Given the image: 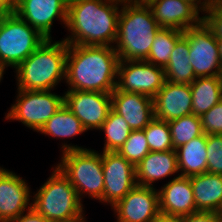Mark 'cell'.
I'll return each instance as SVG.
<instances>
[{
	"mask_svg": "<svg viewBox=\"0 0 222 222\" xmlns=\"http://www.w3.org/2000/svg\"><path fill=\"white\" fill-rule=\"evenodd\" d=\"M205 11L213 6H217L222 11V0H204Z\"/></svg>",
	"mask_w": 222,
	"mask_h": 222,
	"instance_id": "38",
	"label": "cell"
},
{
	"mask_svg": "<svg viewBox=\"0 0 222 222\" xmlns=\"http://www.w3.org/2000/svg\"><path fill=\"white\" fill-rule=\"evenodd\" d=\"M170 56L164 68L166 81L175 84H191L196 76L189 60V43L184 35L176 42Z\"/></svg>",
	"mask_w": 222,
	"mask_h": 222,
	"instance_id": "24",
	"label": "cell"
},
{
	"mask_svg": "<svg viewBox=\"0 0 222 222\" xmlns=\"http://www.w3.org/2000/svg\"><path fill=\"white\" fill-rule=\"evenodd\" d=\"M118 152L137 167L141 160L150 152L144 130H132Z\"/></svg>",
	"mask_w": 222,
	"mask_h": 222,
	"instance_id": "30",
	"label": "cell"
},
{
	"mask_svg": "<svg viewBox=\"0 0 222 222\" xmlns=\"http://www.w3.org/2000/svg\"><path fill=\"white\" fill-rule=\"evenodd\" d=\"M118 19L117 36L114 47L119 61H143L161 28L149 6H137L123 2Z\"/></svg>",
	"mask_w": 222,
	"mask_h": 222,
	"instance_id": "3",
	"label": "cell"
},
{
	"mask_svg": "<svg viewBox=\"0 0 222 222\" xmlns=\"http://www.w3.org/2000/svg\"><path fill=\"white\" fill-rule=\"evenodd\" d=\"M117 76V90L140 93L152 99L166 81L164 69L145 60L119 61Z\"/></svg>",
	"mask_w": 222,
	"mask_h": 222,
	"instance_id": "10",
	"label": "cell"
},
{
	"mask_svg": "<svg viewBox=\"0 0 222 222\" xmlns=\"http://www.w3.org/2000/svg\"><path fill=\"white\" fill-rule=\"evenodd\" d=\"M29 190L21 177L0 167V222H8L24 213L27 207L32 208Z\"/></svg>",
	"mask_w": 222,
	"mask_h": 222,
	"instance_id": "17",
	"label": "cell"
},
{
	"mask_svg": "<svg viewBox=\"0 0 222 222\" xmlns=\"http://www.w3.org/2000/svg\"><path fill=\"white\" fill-rule=\"evenodd\" d=\"M219 215L222 217V208H221V210L219 211Z\"/></svg>",
	"mask_w": 222,
	"mask_h": 222,
	"instance_id": "46",
	"label": "cell"
},
{
	"mask_svg": "<svg viewBox=\"0 0 222 222\" xmlns=\"http://www.w3.org/2000/svg\"><path fill=\"white\" fill-rule=\"evenodd\" d=\"M4 69H5V66L0 63V81L2 80V76H3V73H4Z\"/></svg>",
	"mask_w": 222,
	"mask_h": 222,
	"instance_id": "43",
	"label": "cell"
},
{
	"mask_svg": "<svg viewBox=\"0 0 222 222\" xmlns=\"http://www.w3.org/2000/svg\"><path fill=\"white\" fill-rule=\"evenodd\" d=\"M207 172L222 175V135H207Z\"/></svg>",
	"mask_w": 222,
	"mask_h": 222,
	"instance_id": "31",
	"label": "cell"
},
{
	"mask_svg": "<svg viewBox=\"0 0 222 222\" xmlns=\"http://www.w3.org/2000/svg\"><path fill=\"white\" fill-rule=\"evenodd\" d=\"M84 220H85V218L83 216H81L80 218H77V219H74L71 221H67V222H85Z\"/></svg>",
	"mask_w": 222,
	"mask_h": 222,
	"instance_id": "44",
	"label": "cell"
},
{
	"mask_svg": "<svg viewBox=\"0 0 222 222\" xmlns=\"http://www.w3.org/2000/svg\"><path fill=\"white\" fill-rule=\"evenodd\" d=\"M189 1L190 3H192L193 5H195V0H186Z\"/></svg>",
	"mask_w": 222,
	"mask_h": 222,
	"instance_id": "45",
	"label": "cell"
},
{
	"mask_svg": "<svg viewBox=\"0 0 222 222\" xmlns=\"http://www.w3.org/2000/svg\"><path fill=\"white\" fill-rule=\"evenodd\" d=\"M183 35L189 43V60L196 78L222 76L216 37L205 22L188 28Z\"/></svg>",
	"mask_w": 222,
	"mask_h": 222,
	"instance_id": "9",
	"label": "cell"
},
{
	"mask_svg": "<svg viewBox=\"0 0 222 222\" xmlns=\"http://www.w3.org/2000/svg\"><path fill=\"white\" fill-rule=\"evenodd\" d=\"M218 44V50H219V58H220V64L222 67V40H216Z\"/></svg>",
	"mask_w": 222,
	"mask_h": 222,
	"instance_id": "41",
	"label": "cell"
},
{
	"mask_svg": "<svg viewBox=\"0 0 222 222\" xmlns=\"http://www.w3.org/2000/svg\"><path fill=\"white\" fill-rule=\"evenodd\" d=\"M114 46L68 45L65 79L70 90L112 93L119 57Z\"/></svg>",
	"mask_w": 222,
	"mask_h": 222,
	"instance_id": "1",
	"label": "cell"
},
{
	"mask_svg": "<svg viewBox=\"0 0 222 222\" xmlns=\"http://www.w3.org/2000/svg\"><path fill=\"white\" fill-rule=\"evenodd\" d=\"M154 116L163 121H172L192 114L190 84H175L165 81L153 98Z\"/></svg>",
	"mask_w": 222,
	"mask_h": 222,
	"instance_id": "16",
	"label": "cell"
},
{
	"mask_svg": "<svg viewBox=\"0 0 222 222\" xmlns=\"http://www.w3.org/2000/svg\"><path fill=\"white\" fill-rule=\"evenodd\" d=\"M12 12L0 0V19L8 16Z\"/></svg>",
	"mask_w": 222,
	"mask_h": 222,
	"instance_id": "40",
	"label": "cell"
},
{
	"mask_svg": "<svg viewBox=\"0 0 222 222\" xmlns=\"http://www.w3.org/2000/svg\"><path fill=\"white\" fill-rule=\"evenodd\" d=\"M69 0H19L14 13L38 30L44 37L51 38V27L55 17L67 23Z\"/></svg>",
	"mask_w": 222,
	"mask_h": 222,
	"instance_id": "14",
	"label": "cell"
},
{
	"mask_svg": "<svg viewBox=\"0 0 222 222\" xmlns=\"http://www.w3.org/2000/svg\"><path fill=\"white\" fill-rule=\"evenodd\" d=\"M20 214L17 218H14L8 222H48L41 214L37 213L33 208L23 215Z\"/></svg>",
	"mask_w": 222,
	"mask_h": 222,
	"instance_id": "35",
	"label": "cell"
},
{
	"mask_svg": "<svg viewBox=\"0 0 222 222\" xmlns=\"http://www.w3.org/2000/svg\"><path fill=\"white\" fill-rule=\"evenodd\" d=\"M179 172L176 150L150 151L136 167L137 185L153 187L152 183Z\"/></svg>",
	"mask_w": 222,
	"mask_h": 222,
	"instance_id": "20",
	"label": "cell"
},
{
	"mask_svg": "<svg viewBox=\"0 0 222 222\" xmlns=\"http://www.w3.org/2000/svg\"><path fill=\"white\" fill-rule=\"evenodd\" d=\"M168 124L174 149L203 134L201 118L194 114L168 121Z\"/></svg>",
	"mask_w": 222,
	"mask_h": 222,
	"instance_id": "28",
	"label": "cell"
},
{
	"mask_svg": "<svg viewBox=\"0 0 222 222\" xmlns=\"http://www.w3.org/2000/svg\"><path fill=\"white\" fill-rule=\"evenodd\" d=\"M1 2L11 11L14 12L17 8L19 0H1Z\"/></svg>",
	"mask_w": 222,
	"mask_h": 222,
	"instance_id": "39",
	"label": "cell"
},
{
	"mask_svg": "<svg viewBox=\"0 0 222 222\" xmlns=\"http://www.w3.org/2000/svg\"><path fill=\"white\" fill-rule=\"evenodd\" d=\"M47 38L14 12L0 19V63L16 68Z\"/></svg>",
	"mask_w": 222,
	"mask_h": 222,
	"instance_id": "7",
	"label": "cell"
},
{
	"mask_svg": "<svg viewBox=\"0 0 222 222\" xmlns=\"http://www.w3.org/2000/svg\"><path fill=\"white\" fill-rule=\"evenodd\" d=\"M205 13L208 15L203 16V21L211 29L216 40H222V11L217 6H213Z\"/></svg>",
	"mask_w": 222,
	"mask_h": 222,
	"instance_id": "33",
	"label": "cell"
},
{
	"mask_svg": "<svg viewBox=\"0 0 222 222\" xmlns=\"http://www.w3.org/2000/svg\"><path fill=\"white\" fill-rule=\"evenodd\" d=\"M198 3L200 6H198ZM195 6L199 9L202 10L203 12L205 11V2H201V0H195ZM202 6V7H201Z\"/></svg>",
	"mask_w": 222,
	"mask_h": 222,
	"instance_id": "42",
	"label": "cell"
},
{
	"mask_svg": "<svg viewBox=\"0 0 222 222\" xmlns=\"http://www.w3.org/2000/svg\"><path fill=\"white\" fill-rule=\"evenodd\" d=\"M18 91L17 102L11 106L6 119L19 120L37 132L64 104V96L53 94L51 90Z\"/></svg>",
	"mask_w": 222,
	"mask_h": 222,
	"instance_id": "8",
	"label": "cell"
},
{
	"mask_svg": "<svg viewBox=\"0 0 222 222\" xmlns=\"http://www.w3.org/2000/svg\"><path fill=\"white\" fill-rule=\"evenodd\" d=\"M99 130L106 135L104 152H118L132 132L125 119L112 109Z\"/></svg>",
	"mask_w": 222,
	"mask_h": 222,
	"instance_id": "27",
	"label": "cell"
},
{
	"mask_svg": "<svg viewBox=\"0 0 222 222\" xmlns=\"http://www.w3.org/2000/svg\"><path fill=\"white\" fill-rule=\"evenodd\" d=\"M197 211L219 213L222 208V175L190 176Z\"/></svg>",
	"mask_w": 222,
	"mask_h": 222,
	"instance_id": "21",
	"label": "cell"
},
{
	"mask_svg": "<svg viewBox=\"0 0 222 222\" xmlns=\"http://www.w3.org/2000/svg\"><path fill=\"white\" fill-rule=\"evenodd\" d=\"M181 176L190 177L207 172V135L195 137L175 149Z\"/></svg>",
	"mask_w": 222,
	"mask_h": 222,
	"instance_id": "22",
	"label": "cell"
},
{
	"mask_svg": "<svg viewBox=\"0 0 222 222\" xmlns=\"http://www.w3.org/2000/svg\"><path fill=\"white\" fill-rule=\"evenodd\" d=\"M182 222H222V217L219 213L198 211L182 217Z\"/></svg>",
	"mask_w": 222,
	"mask_h": 222,
	"instance_id": "34",
	"label": "cell"
},
{
	"mask_svg": "<svg viewBox=\"0 0 222 222\" xmlns=\"http://www.w3.org/2000/svg\"><path fill=\"white\" fill-rule=\"evenodd\" d=\"M113 209L117 222H153L160 214L159 193L153 187L136 185Z\"/></svg>",
	"mask_w": 222,
	"mask_h": 222,
	"instance_id": "13",
	"label": "cell"
},
{
	"mask_svg": "<svg viewBox=\"0 0 222 222\" xmlns=\"http://www.w3.org/2000/svg\"><path fill=\"white\" fill-rule=\"evenodd\" d=\"M183 36V32L172 28H160L156 33L148 58L145 60L155 66L165 68L176 42Z\"/></svg>",
	"mask_w": 222,
	"mask_h": 222,
	"instance_id": "26",
	"label": "cell"
},
{
	"mask_svg": "<svg viewBox=\"0 0 222 222\" xmlns=\"http://www.w3.org/2000/svg\"><path fill=\"white\" fill-rule=\"evenodd\" d=\"M161 28L185 31L203 21L199 9L186 0H156L149 6Z\"/></svg>",
	"mask_w": 222,
	"mask_h": 222,
	"instance_id": "18",
	"label": "cell"
},
{
	"mask_svg": "<svg viewBox=\"0 0 222 222\" xmlns=\"http://www.w3.org/2000/svg\"><path fill=\"white\" fill-rule=\"evenodd\" d=\"M156 0H125L124 2L137 6H150Z\"/></svg>",
	"mask_w": 222,
	"mask_h": 222,
	"instance_id": "37",
	"label": "cell"
},
{
	"mask_svg": "<svg viewBox=\"0 0 222 222\" xmlns=\"http://www.w3.org/2000/svg\"><path fill=\"white\" fill-rule=\"evenodd\" d=\"M51 42V38H47L15 68L18 89L51 90L62 78L65 79L68 44L64 40Z\"/></svg>",
	"mask_w": 222,
	"mask_h": 222,
	"instance_id": "4",
	"label": "cell"
},
{
	"mask_svg": "<svg viewBox=\"0 0 222 222\" xmlns=\"http://www.w3.org/2000/svg\"><path fill=\"white\" fill-rule=\"evenodd\" d=\"M111 109L125 119L131 130H143L155 118L153 99L140 93L115 89Z\"/></svg>",
	"mask_w": 222,
	"mask_h": 222,
	"instance_id": "15",
	"label": "cell"
},
{
	"mask_svg": "<svg viewBox=\"0 0 222 222\" xmlns=\"http://www.w3.org/2000/svg\"><path fill=\"white\" fill-rule=\"evenodd\" d=\"M34 195L32 208L48 222H67L83 216L82 201L70 180L57 167Z\"/></svg>",
	"mask_w": 222,
	"mask_h": 222,
	"instance_id": "5",
	"label": "cell"
},
{
	"mask_svg": "<svg viewBox=\"0 0 222 222\" xmlns=\"http://www.w3.org/2000/svg\"><path fill=\"white\" fill-rule=\"evenodd\" d=\"M144 130L150 151L175 150L168 122L154 118Z\"/></svg>",
	"mask_w": 222,
	"mask_h": 222,
	"instance_id": "29",
	"label": "cell"
},
{
	"mask_svg": "<svg viewBox=\"0 0 222 222\" xmlns=\"http://www.w3.org/2000/svg\"><path fill=\"white\" fill-rule=\"evenodd\" d=\"M158 193L159 210L162 214L184 217L198 212L190 177L179 175L169 181Z\"/></svg>",
	"mask_w": 222,
	"mask_h": 222,
	"instance_id": "19",
	"label": "cell"
},
{
	"mask_svg": "<svg viewBox=\"0 0 222 222\" xmlns=\"http://www.w3.org/2000/svg\"><path fill=\"white\" fill-rule=\"evenodd\" d=\"M84 131L86 130L81 121L63 104L39 132L52 137L69 138Z\"/></svg>",
	"mask_w": 222,
	"mask_h": 222,
	"instance_id": "25",
	"label": "cell"
},
{
	"mask_svg": "<svg viewBox=\"0 0 222 222\" xmlns=\"http://www.w3.org/2000/svg\"><path fill=\"white\" fill-rule=\"evenodd\" d=\"M64 104L81 121L85 130H98L111 110V93L67 91Z\"/></svg>",
	"mask_w": 222,
	"mask_h": 222,
	"instance_id": "12",
	"label": "cell"
},
{
	"mask_svg": "<svg viewBox=\"0 0 222 222\" xmlns=\"http://www.w3.org/2000/svg\"><path fill=\"white\" fill-rule=\"evenodd\" d=\"M200 118L204 134L222 135V99Z\"/></svg>",
	"mask_w": 222,
	"mask_h": 222,
	"instance_id": "32",
	"label": "cell"
},
{
	"mask_svg": "<svg viewBox=\"0 0 222 222\" xmlns=\"http://www.w3.org/2000/svg\"><path fill=\"white\" fill-rule=\"evenodd\" d=\"M62 148L63 157L57 168L70 180L80 201L84 192L102 201L104 175L101 154L77 145L64 144Z\"/></svg>",
	"mask_w": 222,
	"mask_h": 222,
	"instance_id": "6",
	"label": "cell"
},
{
	"mask_svg": "<svg viewBox=\"0 0 222 222\" xmlns=\"http://www.w3.org/2000/svg\"><path fill=\"white\" fill-rule=\"evenodd\" d=\"M190 88L192 114L201 117L222 99V76L196 78Z\"/></svg>",
	"mask_w": 222,
	"mask_h": 222,
	"instance_id": "23",
	"label": "cell"
},
{
	"mask_svg": "<svg viewBox=\"0 0 222 222\" xmlns=\"http://www.w3.org/2000/svg\"><path fill=\"white\" fill-rule=\"evenodd\" d=\"M153 222H182V217H176L160 213Z\"/></svg>",
	"mask_w": 222,
	"mask_h": 222,
	"instance_id": "36",
	"label": "cell"
},
{
	"mask_svg": "<svg viewBox=\"0 0 222 222\" xmlns=\"http://www.w3.org/2000/svg\"><path fill=\"white\" fill-rule=\"evenodd\" d=\"M101 160L104 175L102 201L113 207L137 185L136 167L119 152L103 151Z\"/></svg>",
	"mask_w": 222,
	"mask_h": 222,
	"instance_id": "11",
	"label": "cell"
},
{
	"mask_svg": "<svg viewBox=\"0 0 222 222\" xmlns=\"http://www.w3.org/2000/svg\"><path fill=\"white\" fill-rule=\"evenodd\" d=\"M120 0H69L68 45L111 46L117 36Z\"/></svg>",
	"mask_w": 222,
	"mask_h": 222,
	"instance_id": "2",
	"label": "cell"
}]
</instances>
